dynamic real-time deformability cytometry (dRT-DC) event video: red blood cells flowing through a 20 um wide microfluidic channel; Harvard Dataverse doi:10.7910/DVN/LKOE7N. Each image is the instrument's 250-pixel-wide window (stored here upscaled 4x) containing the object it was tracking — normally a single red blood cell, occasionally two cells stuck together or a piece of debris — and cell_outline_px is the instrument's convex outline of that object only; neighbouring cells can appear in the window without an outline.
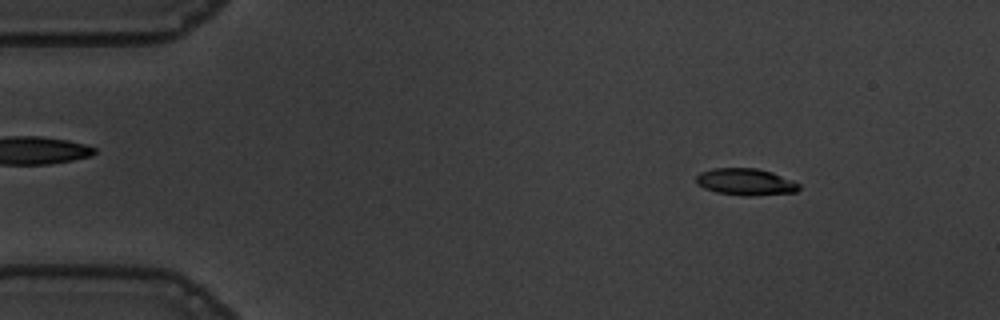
{"species": "common noctule bat (a hibernating species)", "species_latin": "Nyctalus noctula", "temperature_condition": "warm", "stored_images_in_passage": 55, "camera_frame_rate_fps": 3000, "um_per_image_px": 0.085, "animal": {"sex": "male", "body_mass_g": 19.5, "forearm_length_mm": 54.6}, "frame": {"image": 1, "passage_image": 7, "time_ms": 2.0, "image_size_px": [1000, 320], "cell_outline_px": [[800, 188], [796, 192], [752, 196], [744, 196], [716, 192], [704, 188], [696, 180], [696, 176], [700, 172], [712, 168], [756, 168], [772, 172], [792, 180], [800, 184]], "centroid_in_image_um": [63.39, 15.46], "position_along_channel_um": 21.6, "area_um2": 16.07}}
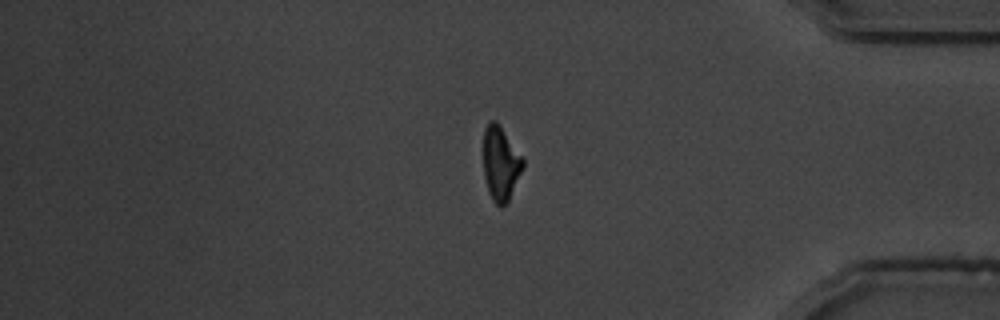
{"frame": {"image": 2, "passage_image": 46, "time_ms": 15.0, "image_size_px": [1000, 320], "cell_outline_px": [[524, 168], [508, 200], [504, 204], [496, 204], [492, 200], [488, 192], [484, 176], [484, 128], [488, 120], [496, 120], [500, 124], [524, 156]], "centroid_in_image_um": [42.57, 13.82], "position_along_channel_um": 392.6, "area_um2": 17.4}}
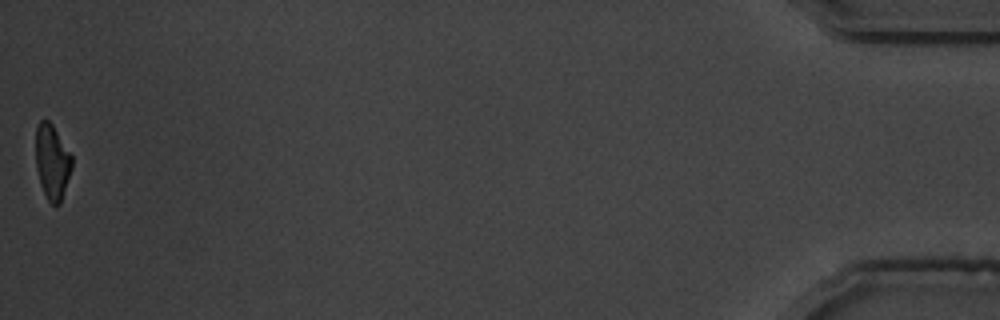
{"frame": {"image": 3, "passage_image": 55, "time_ms": 18.0, "image_size_px": [1000, 320], "cell_outline_px": [[72, 168], [60, 204], [52, 204], [48, 200], [40, 184], [36, 168], [36, 128], [40, 120], [48, 120], [52, 124], [72, 156]], "centroid_in_image_um": [4.43, 13.76], "position_along_channel_um": 430.8, "area_um2": 15.66}, "authors_computed_cell_mechanics": {"area_um2": 17.34, "velocity_mm_per_s": 3.6695, "shape_relaxation_time_tau1_ms": 4.3754, "shape_relaxation_time_tau2_ms": 2.9039, "deformation_change_tau1": 0.1699, "deformation_change_tau2": 0.1072}}